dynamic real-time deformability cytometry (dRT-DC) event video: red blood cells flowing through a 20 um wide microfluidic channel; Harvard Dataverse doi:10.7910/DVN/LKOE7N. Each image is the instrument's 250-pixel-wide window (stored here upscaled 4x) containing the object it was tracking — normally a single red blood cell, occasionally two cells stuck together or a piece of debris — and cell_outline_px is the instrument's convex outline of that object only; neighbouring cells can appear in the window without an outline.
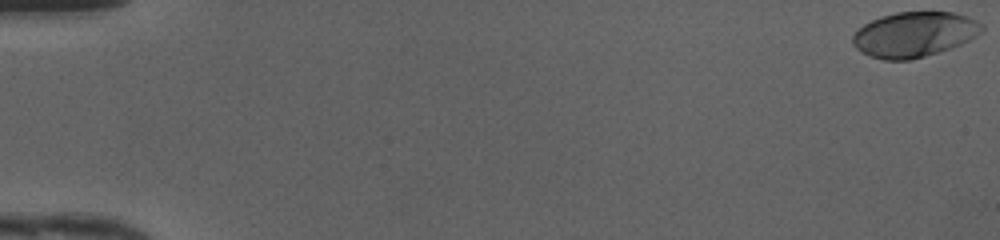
{"species": "human", "species_latin": "Homo sapiens", "temperature_condition": "cold", "stored_images_in_passage": 50, "camera_frame_rate_fps": 3000, "um_per_image_px": 0.085, "donor": {"sex": "female"}, "frame": {"image": 1, "passage_image": 1, "time_ms": 0.0, "image_size_px": [1000, 240], "cell_outline_px": [[984, 28], [976, 36], [960, 44], [912, 60], [884, 60], [872, 56], [856, 48], [852, 44], [852, 36], [864, 24], [880, 16], [896, 12], [952, 12], [968, 16], [980, 24]], "centroid_in_image_um": [77.69, 2.92], "position_along_channel_um": 7.3, "area_um2": 33.52}}
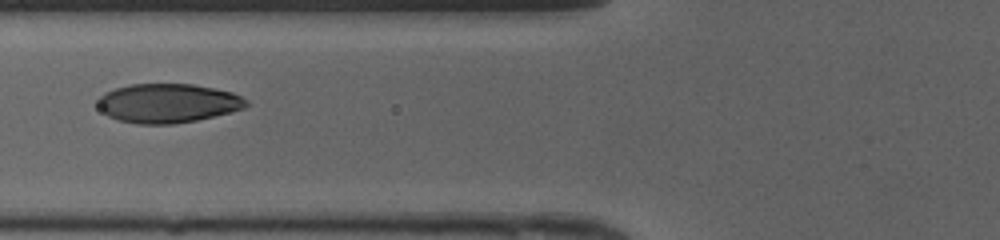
{"frame": {"image": 2, "passage_image": 21, "time_ms": 6.667, "image_size_px": [1000, 240], "cell_outline_px": [[248, 104], [244, 108], [232, 112], [196, 120], [172, 124], [136, 124], [120, 120], [108, 116], [96, 104], [96, 100], [104, 92], [116, 88], [132, 84], [192, 84], [232, 92], [248, 100]], "centroid_in_image_um": [14.25, 8.77], "position_along_channel_um": 111.5, "area_um2": 33.81}}
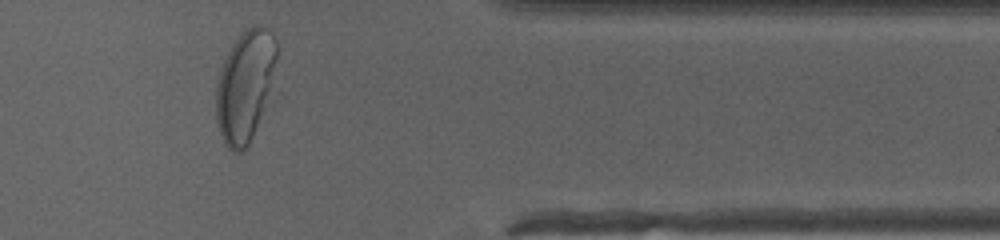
{"frame": {"image": 3, "passage_image": 42, "time_ms": 13.667, "image_size_px": [1000, 240], "cell_outline_px": [[276, 60], [272, 88], [248, 148], [244, 152], [232, 152], [224, 144], [216, 120], [216, 84], [220, 68], [232, 44], [252, 24], [260, 24], [268, 28], [272, 32], [276, 40]], "centroid_in_image_um": [20.83, 7.31], "position_along_channel_um": 390.6, "area_um2": 39.54}, "authors_computed_cell_mechanics": {"area_um2": 33.9864, "velocity_mm_per_s": 4.1938, "shape_relaxation_time_tau1_ms": 3.0408, "shape_relaxation_time_tau2_ms": null, "deformation_change_tau1": 0.1862, "deformation_change_tau2": null}}